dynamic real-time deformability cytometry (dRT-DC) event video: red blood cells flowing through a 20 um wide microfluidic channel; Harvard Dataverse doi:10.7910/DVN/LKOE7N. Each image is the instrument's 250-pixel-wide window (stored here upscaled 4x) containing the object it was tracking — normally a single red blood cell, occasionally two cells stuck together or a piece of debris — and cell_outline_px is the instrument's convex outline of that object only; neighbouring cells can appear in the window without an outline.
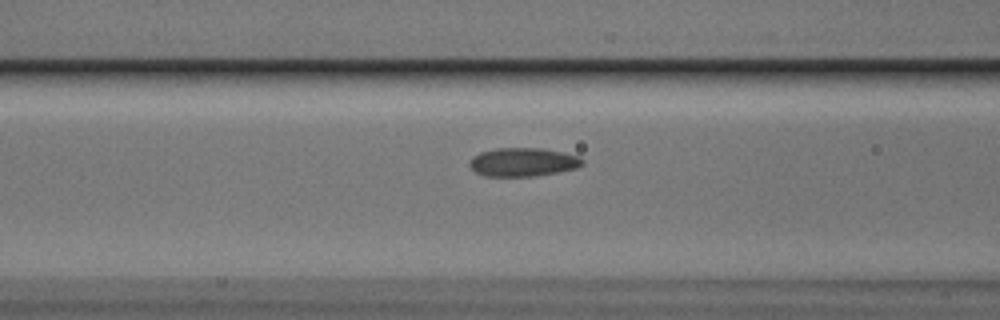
{"species": "Egyptian fruit bat (a non-hibernating species)", "species_latin": "Rousettus aegyptiacus", "temperature_condition": "cold", "stored_images_in_passage": 33, "camera_frame_rate_fps": 3000, "um_per_image_px": 0.085, "animal": {"sex": "male"}, "frame": {"image": 1, "passage_image": 10, "time_ms": 3.0, "image_size_px": [1000, 320], "cell_outline_px": [[584, 164], [576, 168], [536, 176], [484, 176], [476, 172], [468, 164], [472, 156], [480, 152], [496, 148], [544, 148], [576, 156], [584, 160]], "centroid_in_image_um": [44.42, 13.77], "position_along_channel_um": 122.2, "area_um2": 18.73}}
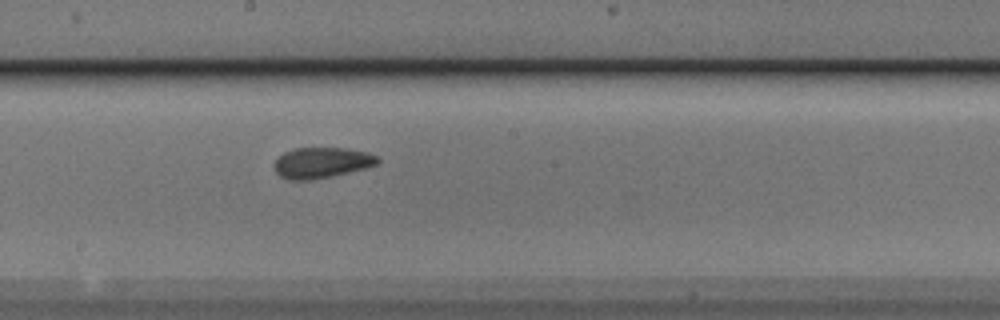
{"frame": {"image": 2, "passage_image": 18, "time_ms": 5.667, "image_size_px": [1000, 320], "cell_outline_px": [[380, 160], [376, 164], [364, 168], [332, 176], [312, 180], [292, 180], [280, 176], [276, 172], [272, 164], [284, 152], [296, 148], [348, 148], [368, 152], [376, 156]], "centroid_in_image_um": [27.32, 13.82], "position_along_channel_um": 220.9, "area_um2": 18.44}}
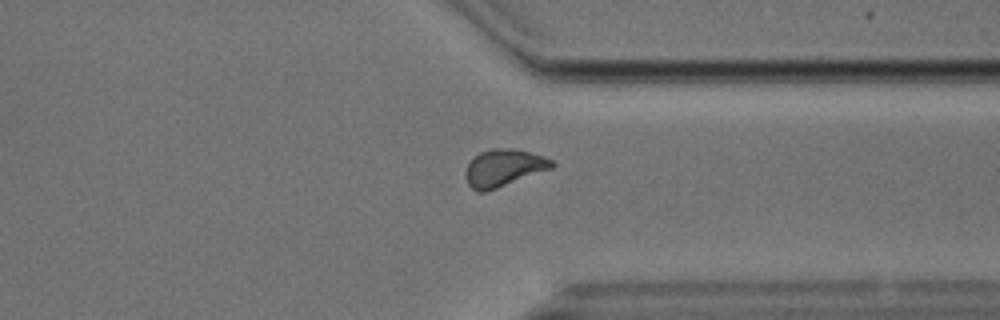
{"frame": {"image": 3, "passage_image": 30, "time_ms": 9.667, "image_size_px": [1000, 320], "cell_outline_px": [[556, 164], [552, 168], [496, 188], [484, 192], [476, 192], [468, 184], [464, 172], [468, 164], [480, 152], [492, 148], [512, 148], [544, 156], [552, 160]], "centroid_in_image_um": [42.8, 14.26], "position_along_channel_um": 368.6, "area_um2": 18.5}}